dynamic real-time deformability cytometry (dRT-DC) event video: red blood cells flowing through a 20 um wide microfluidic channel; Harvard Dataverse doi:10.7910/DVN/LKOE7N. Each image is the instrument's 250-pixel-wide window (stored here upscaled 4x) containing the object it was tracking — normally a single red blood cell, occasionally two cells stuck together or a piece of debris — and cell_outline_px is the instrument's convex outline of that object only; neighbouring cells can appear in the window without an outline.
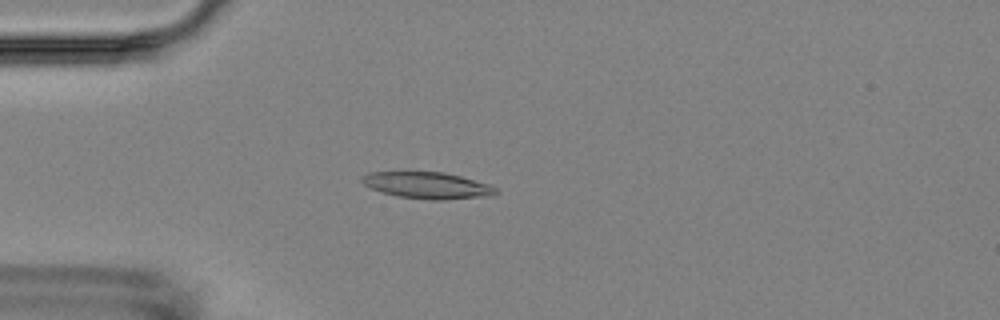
{"species": "Egyptian fruit bat (a non-hibernating species)", "species_latin": "Rousettus aegyptiacus", "temperature_condition": "room temperature", "stored_images_in_passage": 10, "camera_frame_rate_fps": 3000, "um_per_image_px": 0.085, "animal": {"sex": "female"}, "frame": {"image": 1, "passage_image": 5, "time_ms": 4.667, "image_size_px": [1000, 320], "cell_outline_px": [[500, 192], [496, 196], [444, 200], [428, 200], [400, 196], [384, 192], [372, 188], [364, 184], [360, 180], [360, 176], [368, 172], [444, 172], [460, 176], [488, 184], [496, 188]], "centroid_in_image_um": [36.38, 15.76], "position_along_channel_um": 48.6, "area_um2": 20.81}}
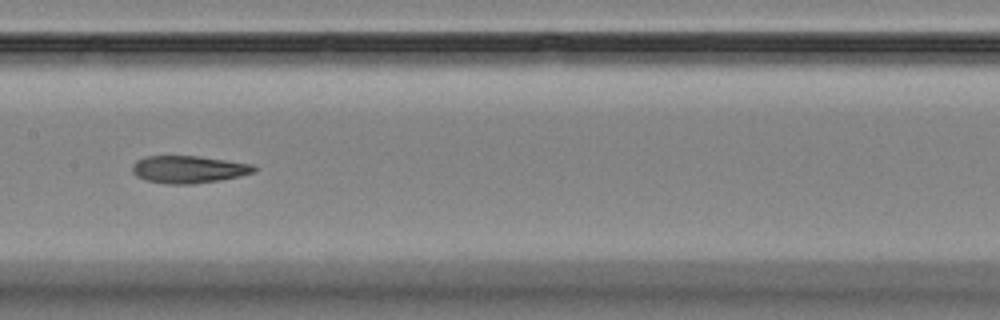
{"frame": {"image": 2, "passage_image": 9, "time_ms": 9.0, "image_size_px": [1000, 320], "cell_outline_px": [[256, 172], [240, 176], [220, 180], [192, 184], [164, 184], [144, 180], [136, 176], [132, 172], [132, 164], [136, 160], [144, 156], [200, 156], [252, 164], [256, 168]], "centroid_in_image_um": [15.99, 14.4], "position_along_channel_um": 191.4, "area_um2": 19.65}}
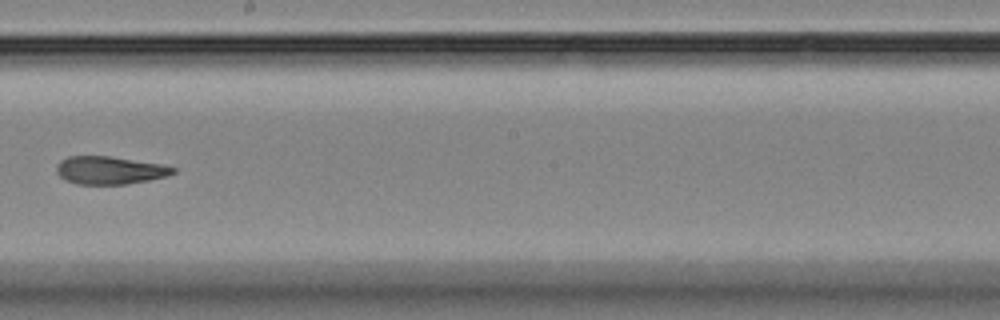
{"frame": {"image": 3, "passage_image": 10, "time_ms": 10.333, "image_size_px": [1000, 320], "cell_outline_px": [[176, 172], [168, 176], [128, 184], [76, 184], [64, 180], [56, 172], [56, 164], [60, 160], [68, 156], [108, 156], [160, 164], [176, 168]], "centroid_in_image_um": [9.29, 14.48], "position_along_channel_um": 238.9, "area_um2": 18.96}}